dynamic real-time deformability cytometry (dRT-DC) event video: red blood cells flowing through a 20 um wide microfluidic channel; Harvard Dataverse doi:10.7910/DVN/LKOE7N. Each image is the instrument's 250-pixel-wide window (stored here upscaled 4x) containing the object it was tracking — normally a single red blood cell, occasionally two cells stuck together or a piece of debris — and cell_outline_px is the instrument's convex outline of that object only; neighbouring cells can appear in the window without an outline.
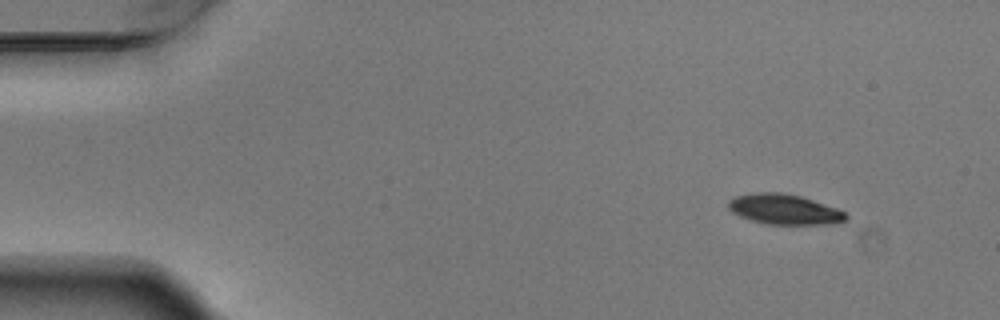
{"species": "Egyptian fruit bat (a non-hibernating species)", "species_latin": "Rousettus aegyptiacus", "temperature_condition": "warm", "stored_images_in_passage": 4, "camera_frame_rate_fps": 3000, "um_per_image_px": 0.085, "animal": {"sex": "male"}, "frame": {"image": 1, "passage_image": 1, "time_ms": 0.0, "image_size_px": [1000, 320], "cell_outline_px": [[848, 216], [844, 220], [828, 224], [768, 224], [752, 220], [740, 216], [732, 212], [728, 208], [728, 200], [736, 196], [756, 192], [780, 192], [800, 196], [836, 208], [844, 212]], "centroid_in_image_um": [66.62, 17.78], "position_along_channel_um": 18.4, "area_um2": 20.4}}
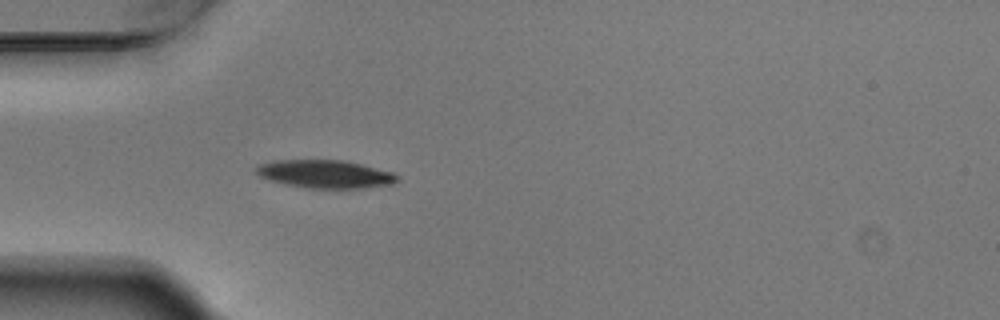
{"frame": {"image": 2, "passage_image": 4, "time_ms": 1.0, "image_size_px": [1000, 320], "cell_outline_px": [[400, 176], [392, 184], [360, 188], [308, 188], [288, 184], [272, 180], [260, 176], [256, 172], [256, 168], [260, 164], [272, 160], [344, 160], [392, 172]], "centroid_in_image_um": [27.65, 14.78], "position_along_channel_um": 57.4, "area_um2": 22.72}}